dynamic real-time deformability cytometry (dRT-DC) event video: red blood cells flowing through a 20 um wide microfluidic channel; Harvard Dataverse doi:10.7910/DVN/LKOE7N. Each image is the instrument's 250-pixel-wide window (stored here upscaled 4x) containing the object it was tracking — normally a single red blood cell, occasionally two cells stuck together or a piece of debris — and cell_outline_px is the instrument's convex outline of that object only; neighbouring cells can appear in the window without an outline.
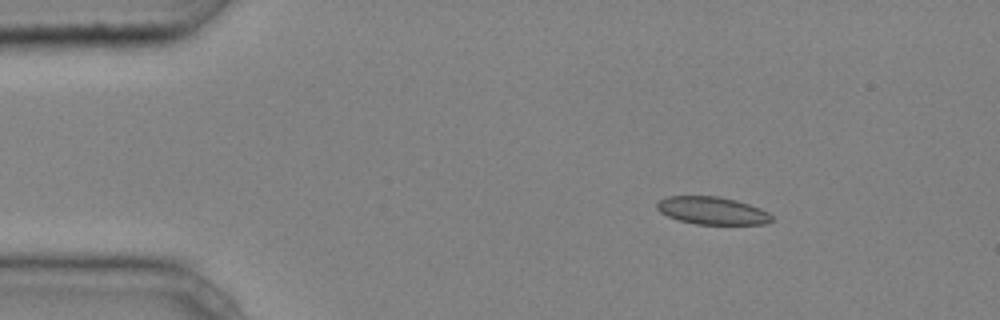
{"species": "common noctule bat (a hibernating species)", "species_latin": "Nyctalus noctula", "temperature_condition": "cold", "stored_images_in_passage": 7, "camera_frame_rate_fps": 3000, "um_per_image_px": 0.085, "animal": {"sex": "male", "body_mass_g": 20.4}, "frame": {"image": 1, "passage_image": 1, "time_ms": 0.0, "image_size_px": [1000, 320], "cell_outline_px": [[772, 220], [764, 224], [696, 224], [680, 220], [668, 216], [660, 212], [656, 208], [656, 204], [660, 200], [668, 196], [720, 196], [736, 200], [760, 208], [768, 212], [772, 216]], "centroid_in_image_um": [60.53, 17.9], "position_along_channel_um": 24.5, "area_um2": 18.38}}
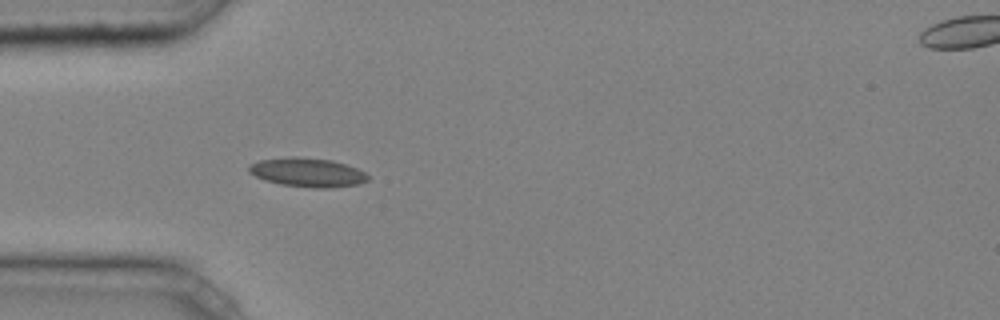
{"frame": {"image": 2, "passage_image": 3, "time_ms": 0.667, "image_size_px": [1000, 320], "cell_outline_px": [[368, 180], [360, 184], [332, 188], [312, 188], [280, 184], [264, 180], [248, 172], [248, 168], [252, 164], [260, 160], [292, 156], [296, 156], [332, 160], [356, 168], [364, 172], [368, 176]], "centroid_in_image_um": [26.14, 14.66], "position_along_channel_um": 58.9, "area_um2": 20.11}}